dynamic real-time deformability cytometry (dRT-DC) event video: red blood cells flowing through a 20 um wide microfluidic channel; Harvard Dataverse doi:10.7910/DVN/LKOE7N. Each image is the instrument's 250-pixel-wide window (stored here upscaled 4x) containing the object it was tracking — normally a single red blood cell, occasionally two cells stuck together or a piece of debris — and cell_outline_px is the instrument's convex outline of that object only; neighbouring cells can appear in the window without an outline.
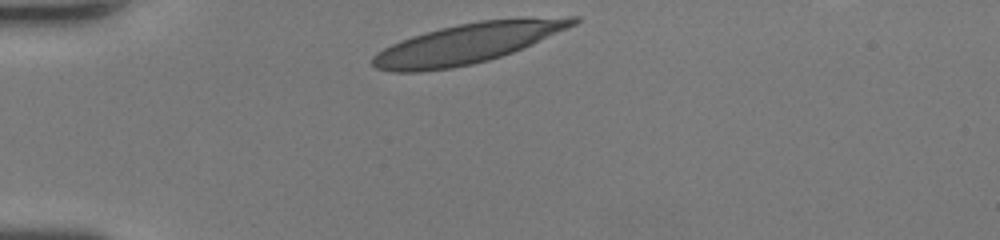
{"species": "human", "species_latin": "Homo sapiens", "temperature_condition": "room temperature", "stored_images_in_passage": 28, "camera_frame_rate_fps": 3000, "um_per_image_px": 0.085, "donor": {"sex": "female"}, "frame": {"image": 1, "passage_image": 1, "time_ms": 0.0, "image_size_px": [1000, 240], "cell_outline_px": [[580, 20], [576, 24], [532, 44], [512, 52], [488, 60], [472, 64], [452, 68], [420, 72], [392, 72], [376, 68], [372, 64], [372, 56], [376, 52], [400, 40], [412, 36], [440, 28], [480, 20], [568, 16], [580, 16]], "centroid_in_image_um": [39.72, 3.69], "position_along_channel_um": 45.3, "area_um2": 46.47}}
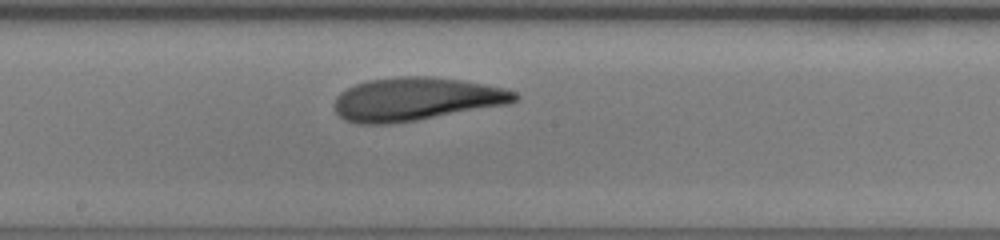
{"frame": {"image": 2, "passage_image": 15, "time_ms": 4.667, "image_size_px": [1000, 240], "cell_outline_px": [[520, 96], [516, 100], [508, 104], [416, 120], [388, 124], [356, 124], [344, 120], [336, 112], [336, 96], [340, 92], [356, 84], [368, 80], [404, 76], [428, 76], [464, 80], [504, 88], [516, 92]], "centroid_in_image_um": [35.36, 8.42], "position_along_channel_um": 212.8, "area_um2": 45.26}}
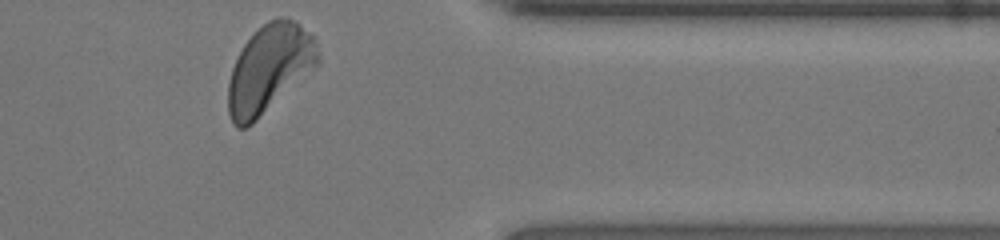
{"frame": {"image": 3, "passage_image": 28, "time_ms": 9.0, "image_size_px": [1000, 240], "cell_outline_px": [[320, 60], [316, 64], [252, 124], [244, 128], [236, 128], [232, 124], [228, 112], [228, 84], [232, 68], [244, 44], [268, 20], [280, 16], [284, 16], [300, 24], [316, 40], [320, 56]], "centroid_in_image_um": [22.86, 5.82], "position_along_channel_um": 388.5, "area_um2": 44.97}, "authors_computed_cell_mechanics": {"area_um2": 44.8239, "velocity_mm_per_s": 4.3192, "shape_relaxation_time_tau1_ms": 3.2035, "shape_relaxation_time_tau2_ms": 1.2326, "deformation_change_tau1": 0.15, "deformation_change_tau2": 0.0751}}